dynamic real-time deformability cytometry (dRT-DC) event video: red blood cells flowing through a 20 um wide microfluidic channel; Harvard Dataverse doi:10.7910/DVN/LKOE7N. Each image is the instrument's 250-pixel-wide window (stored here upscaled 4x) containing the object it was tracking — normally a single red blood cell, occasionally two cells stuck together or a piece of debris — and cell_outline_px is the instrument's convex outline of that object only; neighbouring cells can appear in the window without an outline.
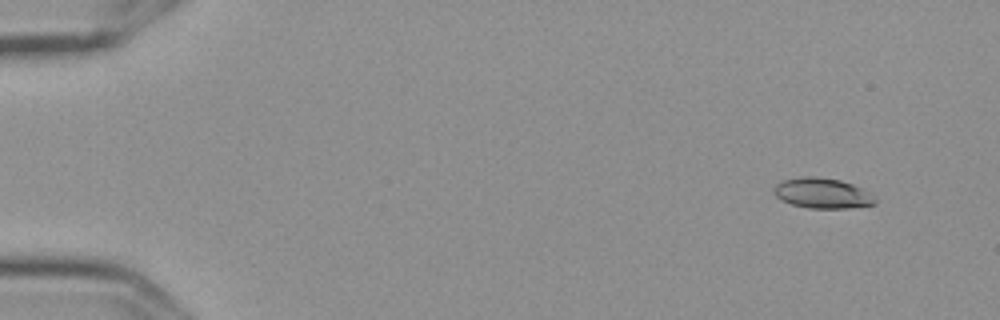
{"species": "Egyptian fruit bat (a non-hibernating species)", "species_latin": "Rousettus aegyptiacus", "temperature_condition": "cold", "stored_images_in_passage": 4, "camera_frame_rate_fps": 3000, "um_per_image_px": 0.085, "frame": {"image": 1, "passage_image": 1, "time_ms": 0.0, "image_size_px": [1000, 320], "cell_outline_px": [[876, 204], [848, 208], [808, 208], [792, 204], [780, 200], [772, 192], [772, 188], [776, 184], [784, 180], [800, 176], [816, 176], [840, 180], [852, 184], [868, 192], [876, 200]], "centroid_in_image_um": [69.85, 16.42], "position_along_channel_um": 15.2, "area_um2": 17.92}}
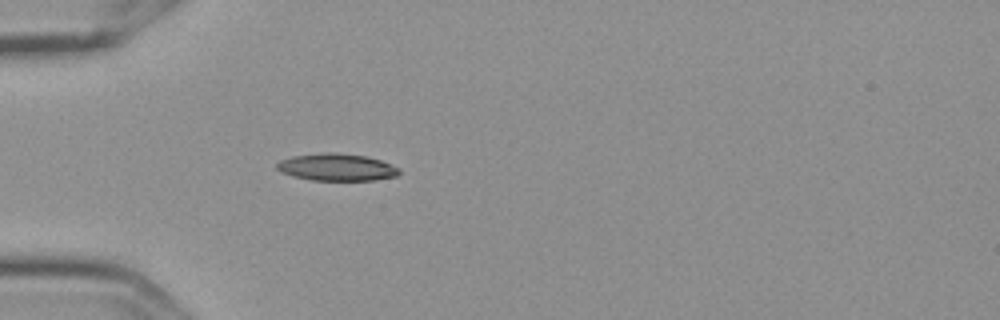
{"frame": {"image": 2, "passage_image": 4, "time_ms": 1.0, "image_size_px": [1000, 320], "cell_outline_px": [[400, 172], [396, 176], [372, 180], [312, 180], [292, 176], [280, 172], [276, 168], [276, 164], [280, 160], [292, 156], [324, 152], [336, 152], [368, 156], [380, 160], [400, 168]], "centroid_in_image_um": [28.6, 14.2], "position_along_channel_um": 56.4, "area_um2": 19.48}}